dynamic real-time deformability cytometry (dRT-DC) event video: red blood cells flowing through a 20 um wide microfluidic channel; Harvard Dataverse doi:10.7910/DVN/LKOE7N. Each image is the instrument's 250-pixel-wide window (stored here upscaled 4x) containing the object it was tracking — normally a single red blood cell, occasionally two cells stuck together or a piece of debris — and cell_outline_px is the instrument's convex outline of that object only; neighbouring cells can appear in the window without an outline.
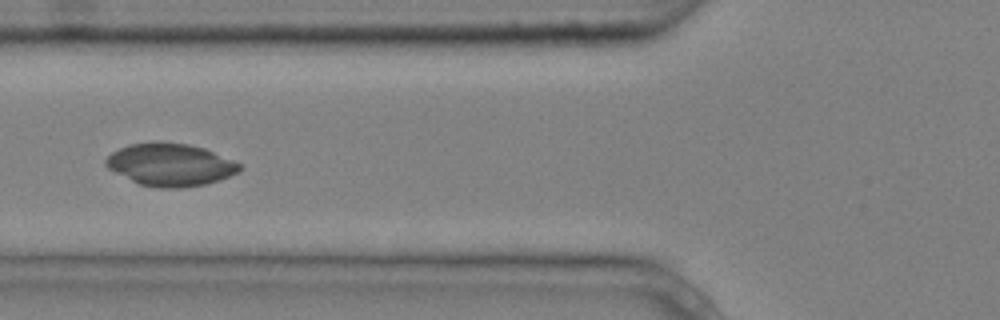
{"species": "common noctule bat (a hibernating species)", "species_latin": "Nyctalus noctula", "temperature_condition": "cold", "stored_images_in_passage": 5, "camera_frame_rate_fps": 3000, "um_per_image_px": 0.085, "animal": {"sex": "male", "body_mass_g": 20.4}, "frame": {"image": 1, "passage_image": 2, "time_ms": 0.333, "image_size_px": [1000, 320], "cell_outline_px": [[244, 168], [240, 172], [220, 180], [204, 184], [184, 188], [156, 188], [140, 184], [108, 168], [104, 164], [104, 160], [112, 152], [128, 144], [156, 140], [188, 144], [204, 148], [244, 164]], "centroid_in_image_um": [14.52, 13.98], "position_along_channel_um": 111.3, "area_um2": 33.64}}